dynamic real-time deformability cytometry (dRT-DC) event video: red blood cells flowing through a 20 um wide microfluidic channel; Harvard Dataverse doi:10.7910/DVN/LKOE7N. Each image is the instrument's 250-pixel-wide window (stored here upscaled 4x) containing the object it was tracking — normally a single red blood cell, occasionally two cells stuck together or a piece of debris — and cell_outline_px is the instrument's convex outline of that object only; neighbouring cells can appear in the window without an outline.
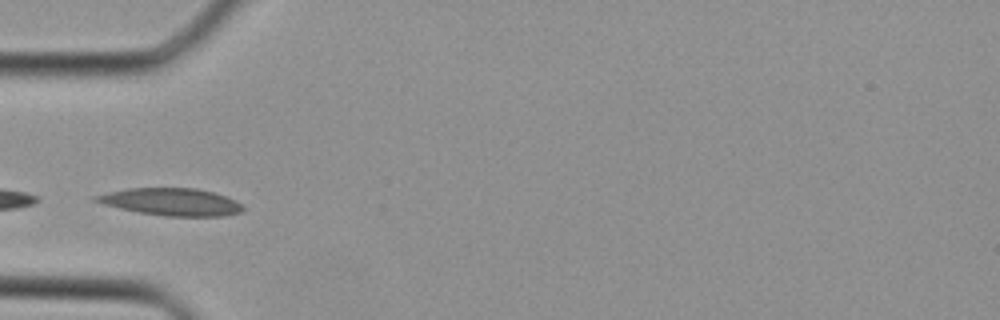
{"species": "Egyptian fruit bat (a non-hibernating species)", "species_latin": "Rousettus aegyptiacus", "temperature_condition": "cold", "stored_images_in_passage": 25, "camera_frame_rate_fps": 3000, "um_per_image_px": 0.085, "animal": {"sex": "female"}, "frame": {"image": 1, "passage_image": 1, "time_ms": 0.0, "image_size_px": [1000, 320], "cell_outline_px": [[244, 208], [240, 212], [224, 216], [168, 216], [136, 212], [104, 204], [92, 200], [92, 196], [108, 192], [128, 188], [196, 188], [212, 192], [236, 200]], "centroid_in_image_um": [14.53, 17.16], "position_along_channel_um": 70.5, "area_um2": 23.29}}
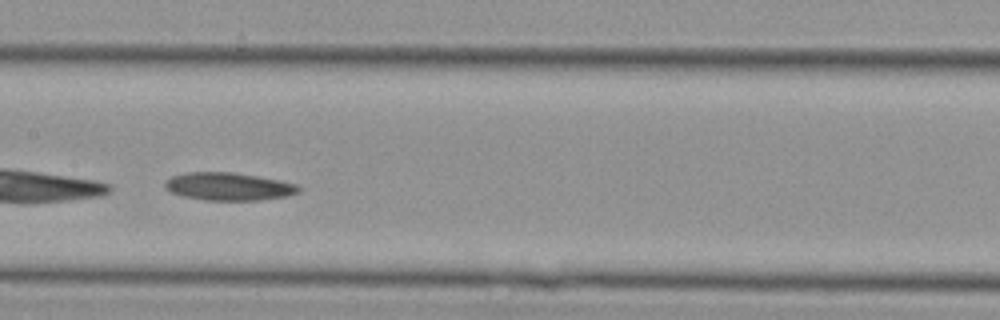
{"frame": {"image": 2, "passage_image": 8, "time_ms": 2.333, "image_size_px": [1000, 320], "cell_outline_px": [[300, 192], [284, 196], [256, 200], [208, 200], [184, 196], [172, 192], [164, 188], [164, 184], [172, 176], [188, 172], [232, 172], [280, 180], [296, 184], [300, 188]], "centroid_in_image_um": [19.43, 15.84], "position_along_channel_um": 188.0, "area_um2": 21.33}}
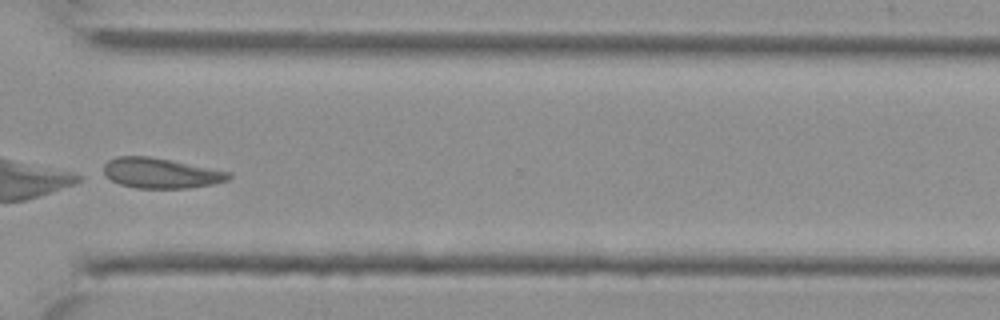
{"frame": {"image": 3, "passage_image": 18, "time_ms": 5.667, "image_size_px": [1000, 320], "cell_outline_px": [[232, 176], [228, 180], [212, 184], [188, 188], [136, 188], [120, 184], [112, 180], [104, 172], [104, 164], [108, 160], [116, 156], [148, 156], [172, 160], [232, 172]], "centroid_in_image_um": [13.69, 14.71], "position_along_channel_um": 356.9, "area_um2": 22.02}}